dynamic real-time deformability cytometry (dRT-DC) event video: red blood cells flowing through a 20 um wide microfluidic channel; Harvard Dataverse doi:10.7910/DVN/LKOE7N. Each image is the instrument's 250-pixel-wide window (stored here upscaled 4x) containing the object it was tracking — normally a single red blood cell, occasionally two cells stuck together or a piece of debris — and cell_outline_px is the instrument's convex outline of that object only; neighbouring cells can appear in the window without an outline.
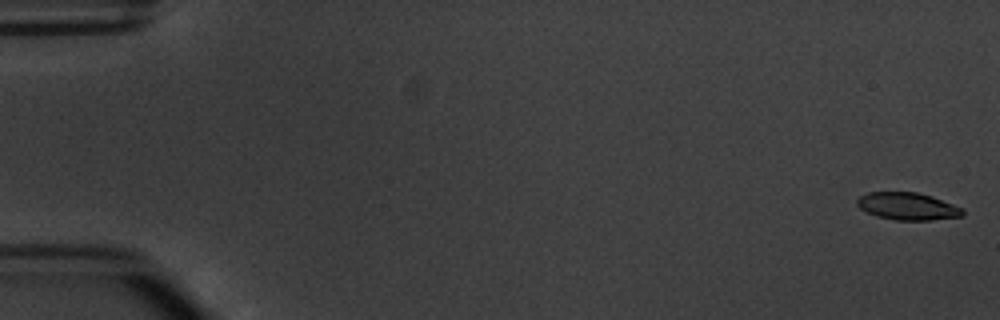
{"species": "common noctule bat (a hibernating species)", "species_latin": "Nyctalus noctula", "temperature_condition": "warm", "stored_images_in_passage": 5, "camera_frame_rate_fps": 3000, "um_per_image_px": 0.085, "animal": {"sex": "male", "body_mass_g": 20.1, "forearm_length_mm": 53.5}, "frame": {"image": 1, "passage_image": 1, "time_ms": 0.0, "image_size_px": [1000, 320], "cell_outline_px": [[964, 216], [932, 220], [896, 220], [876, 216], [860, 208], [856, 204], [856, 200], [860, 196], [868, 192], [916, 192], [932, 196], [964, 208]], "centroid_in_image_um": [77.17, 17.53], "position_along_channel_um": 7.8, "area_um2": 16.94}}
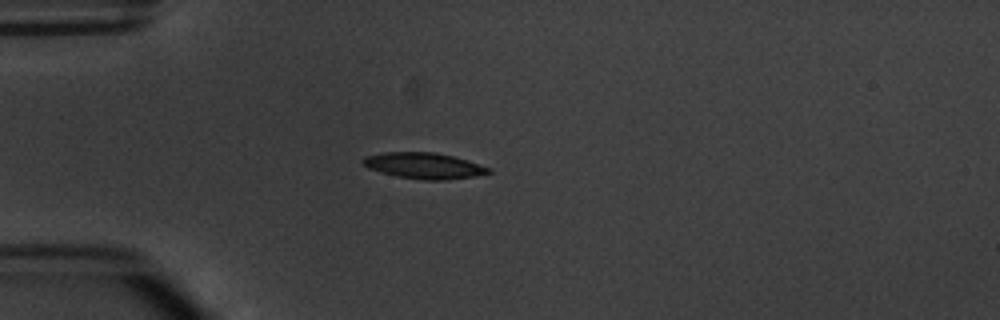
{"frame": {"image": 2, "passage_image": 5, "time_ms": 4.667, "image_size_px": [1000, 320], "cell_outline_px": [[492, 172], [476, 176], [444, 180], [424, 180], [396, 176], [380, 172], [368, 168], [360, 160], [364, 156], [384, 152], [436, 152], [452, 156], [492, 168]], "centroid_in_image_um": [36.02, 14.08], "position_along_channel_um": 49.0, "area_um2": 19.07}}